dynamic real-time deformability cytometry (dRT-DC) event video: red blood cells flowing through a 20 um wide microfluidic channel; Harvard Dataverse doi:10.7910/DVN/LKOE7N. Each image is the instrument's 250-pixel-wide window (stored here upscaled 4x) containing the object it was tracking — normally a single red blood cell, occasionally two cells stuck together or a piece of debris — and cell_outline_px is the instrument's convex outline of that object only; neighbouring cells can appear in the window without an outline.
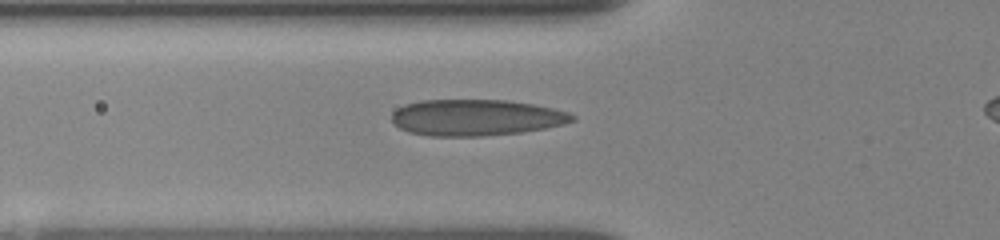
{"species": "human", "species_latin": "Homo sapiens", "temperature_condition": "room temperature", "stored_images_in_passage": 21, "camera_frame_rate_fps": 3000, "um_per_image_px": 0.085, "donor": {"sex": "female"}, "frame": {"image": 1, "passage_image": 3, "time_ms": 0.333, "image_size_px": [1000, 240], "cell_outline_px": [[576, 120], [564, 124], [544, 128], [520, 132], [484, 136], [428, 136], [408, 132], [400, 128], [392, 120], [392, 112], [396, 108], [404, 104], [420, 100], [508, 100], [532, 104], [552, 108], [568, 112], [576, 116]], "centroid_in_image_um": [40.44, 9.99], "position_along_channel_um": 85.4, "area_um2": 38.26}}
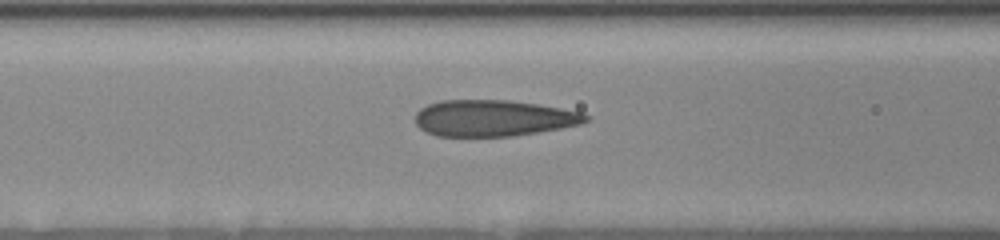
{"frame": {"image": 2, "passage_image": 10, "time_ms": 1.333, "image_size_px": [1000, 240], "cell_outline_px": [[588, 120], [580, 124], [560, 128], [512, 136], [436, 136], [420, 128], [416, 124], [416, 112], [420, 108], [428, 104], [440, 100], [508, 100], [536, 104], [560, 108], [580, 112], [588, 116]], "centroid_in_image_um": [41.9, 10.03], "position_along_channel_um": 124.7, "area_um2": 35.84}}
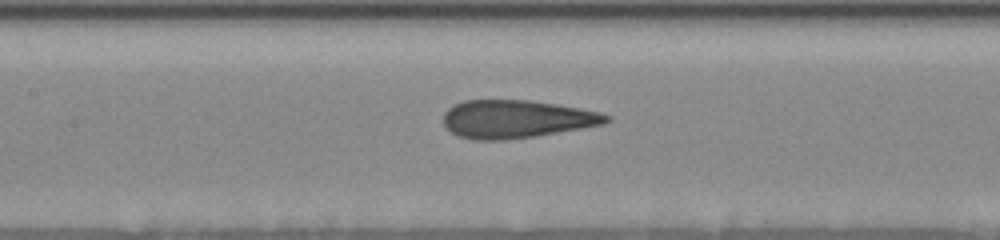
{"frame": {"image": 3, "passage_image": 16, "time_ms": 2.333, "image_size_px": [1000, 240], "cell_outline_px": [[612, 120], [604, 124], [536, 136], [504, 140], [472, 140], [456, 136], [444, 124], [444, 112], [448, 108], [464, 100], [528, 100], [556, 104], [600, 112], [612, 116]], "centroid_in_image_um": [43.89, 10.12], "position_along_channel_um": 163.5, "area_um2": 36.13}}